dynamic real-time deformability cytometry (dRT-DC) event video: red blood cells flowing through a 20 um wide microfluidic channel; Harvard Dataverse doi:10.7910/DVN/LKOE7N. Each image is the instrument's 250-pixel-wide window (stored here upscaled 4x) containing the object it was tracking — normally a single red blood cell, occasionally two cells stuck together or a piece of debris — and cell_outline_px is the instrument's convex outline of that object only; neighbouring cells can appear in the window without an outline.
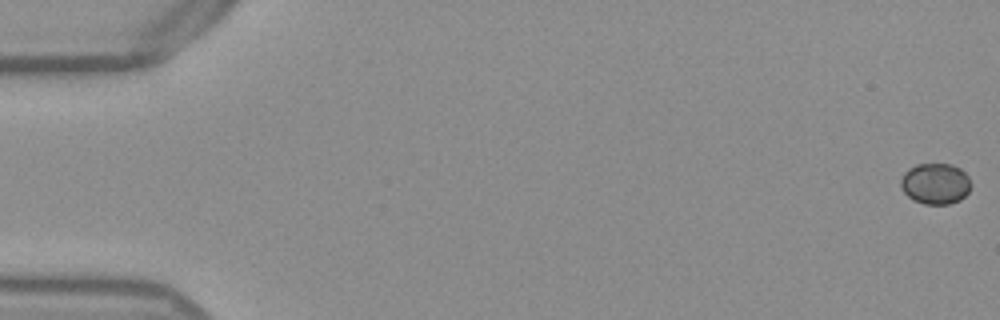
{"species": "Egyptian fruit bat (a non-hibernating species)", "species_latin": "Rousettus aegyptiacus", "temperature_condition": "warm", "stored_images_in_passage": 54, "camera_frame_rate_fps": 3000, "um_per_image_px": 0.085, "frame": {"image": 1, "passage_image": 1, "time_ms": 0.0, "image_size_px": [1000, 320], "cell_outline_px": [[972, 184], [968, 192], [960, 200], [948, 204], [924, 204], [912, 200], [900, 188], [900, 180], [904, 172], [908, 168], [916, 164], [952, 164], [960, 168], [968, 176]], "centroid_in_image_um": [79.49, 15.61], "position_along_channel_um": 5.5, "area_um2": 16.99}}
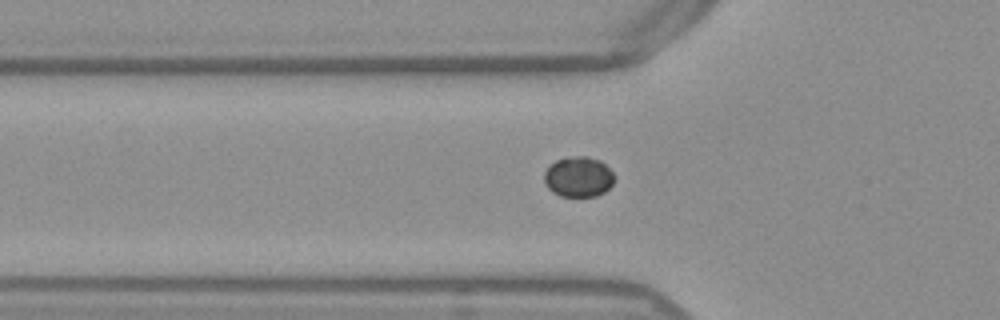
{"frame": {"image": 2, "passage_image": 19, "time_ms": 6.0, "image_size_px": [1000, 320], "cell_outline_px": [[612, 184], [604, 192], [596, 196], [560, 196], [552, 192], [544, 184], [544, 172], [556, 160], [572, 156], [588, 156], [600, 160], [612, 172]], "centroid_in_image_um": [49.13, 15.03], "position_along_channel_um": 76.7, "area_um2": 16.36}}
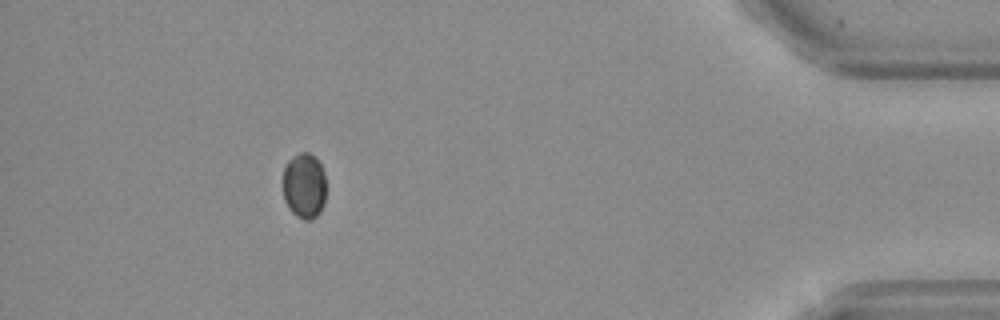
{"frame": {"image": 3, "passage_image": 49, "time_ms": 16.0, "image_size_px": [1000, 320], "cell_outline_px": [[324, 204], [320, 212], [316, 216], [308, 220], [304, 220], [296, 216], [292, 212], [284, 200], [284, 168], [288, 160], [300, 152], [308, 152], [320, 164], [324, 172]], "centroid_in_image_um": [25.85, 15.8], "position_along_channel_um": 409.4, "area_um2": 16.24}}